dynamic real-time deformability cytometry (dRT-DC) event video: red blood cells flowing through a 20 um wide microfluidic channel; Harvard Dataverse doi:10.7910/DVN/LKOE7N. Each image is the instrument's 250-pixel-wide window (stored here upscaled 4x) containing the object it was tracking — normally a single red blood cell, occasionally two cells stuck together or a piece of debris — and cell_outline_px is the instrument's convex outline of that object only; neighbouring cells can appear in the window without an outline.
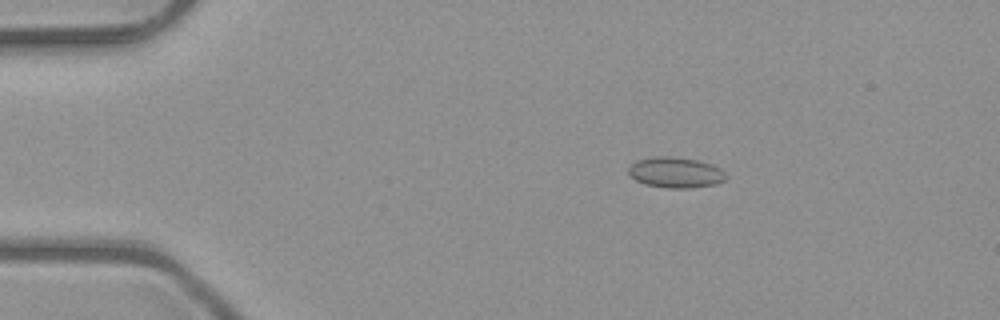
{"species": "common noctule bat (a hibernating species)", "species_latin": "Nyctalus noctula", "temperature_condition": "room temperature", "stored_images_in_passage": 51, "camera_frame_rate_fps": 3000, "um_per_image_px": 0.085, "animal": {"sex": "male", "body_mass_g": 23.1, "forearm_length_mm": 52.7}, "frame": {"image": 1, "passage_image": 9, "time_ms": 2.667, "image_size_px": [1000, 320], "cell_outline_px": [[728, 176], [724, 180], [716, 184], [688, 188], [668, 188], [644, 184], [636, 180], [628, 172], [628, 168], [636, 160], [656, 156], [672, 156], [696, 160], [712, 164], [720, 168]], "centroid_in_image_um": [57.43, 14.66], "position_along_channel_um": 27.6, "area_um2": 17.4}}
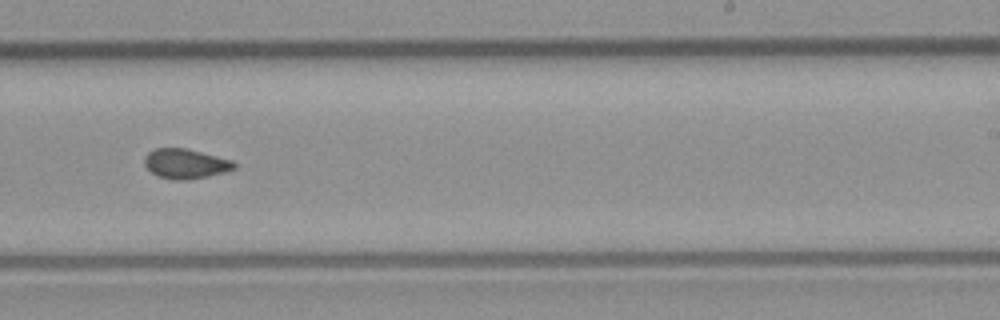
{"frame": {"image": 2, "passage_image": 32, "time_ms": 10.333, "image_size_px": [1000, 320], "cell_outline_px": [[236, 168], [224, 172], [208, 176], [188, 180], [172, 180], [156, 176], [144, 164], [144, 156], [148, 152], [156, 148], [184, 148], [232, 160], [236, 164]], "centroid_in_image_um": [15.74, 13.93], "position_along_channel_um": 273.3, "area_um2": 15.55}}
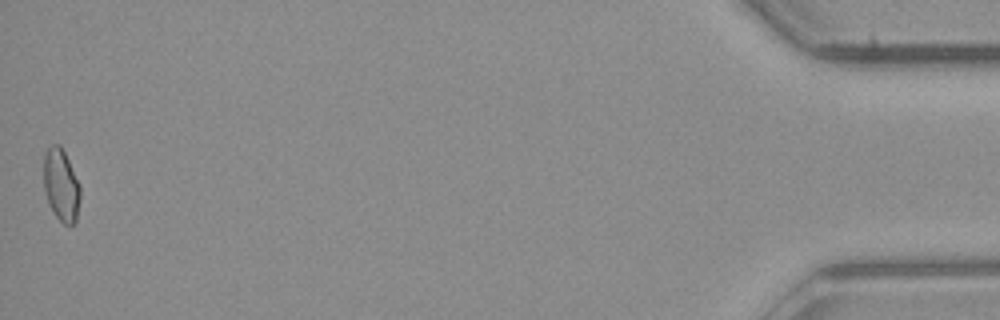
{"frame": {"image": 3, "passage_image": 51, "time_ms": 16.667, "image_size_px": [1000, 320], "cell_outline_px": [[80, 196], [76, 220], [72, 224], [64, 224], [56, 216], [48, 204], [44, 188], [44, 156], [48, 148], [52, 144], [60, 144], [80, 184]], "centroid_in_image_um": [5.19, 15.73], "position_along_channel_um": 430.0, "area_um2": 15.26}, "authors_computed_cell_mechanics": {"area_um2": 15.606, "velocity_mm_per_s": 4.0533, "shape_relaxation_time_tau1_ms": null, "shape_relaxation_time_tau2_ms": 2.0031, "deformation_change_tau1": null, "deformation_change_tau2": 0.0698}}